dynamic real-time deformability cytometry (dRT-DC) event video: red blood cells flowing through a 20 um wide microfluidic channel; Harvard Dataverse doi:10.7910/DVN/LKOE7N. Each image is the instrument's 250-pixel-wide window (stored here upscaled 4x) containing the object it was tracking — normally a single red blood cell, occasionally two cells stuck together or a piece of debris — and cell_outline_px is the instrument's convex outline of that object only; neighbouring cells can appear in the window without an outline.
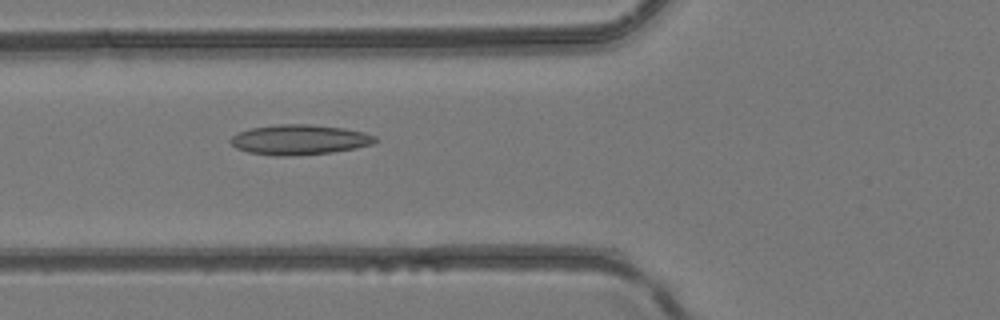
{"species": "common noctule bat (a hibernating species)", "species_latin": "Nyctalus noctula", "temperature_condition": "room temperature", "stored_images_in_passage": 48, "camera_frame_rate_fps": 3000, "um_per_image_px": 0.085, "animal": {"sex": "female", "body_mass_g": 24.6, "forearm_length_mm": 56.2}, "frame": {"image": 1, "passage_image": 19, "time_ms": 6.0, "image_size_px": [1000, 320], "cell_outline_px": [[380, 140], [372, 144], [356, 148], [332, 152], [288, 156], [276, 156], [248, 152], [236, 148], [228, 140], [236, 132], [248, 128], [276, 124], [308, 124], [344, 128], [364, 132], [376, 136]], "centroid_in_image_um": [25.43, 11.86], "position_along_channel_um": 100.4, "area_um2": 25.61}}
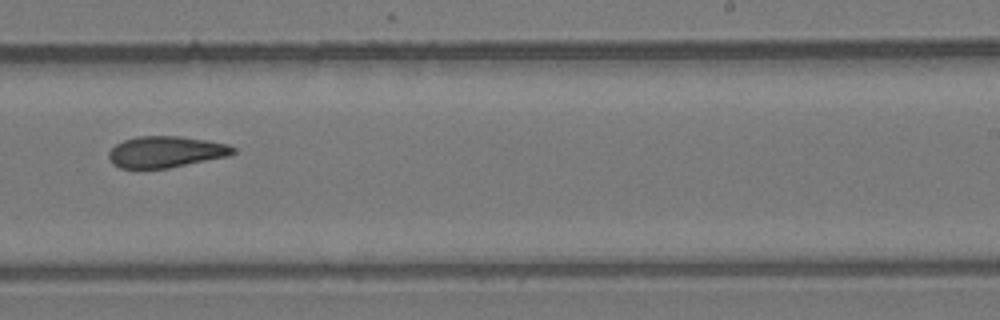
{"frame": {"image": 2, "passage_image": 31, "time_ms": 10.0, "image_size_px": [1000, 320], "cell_outline_px": [[236, 152], [228, 156], [168, 168], [120, 168], [112, 164], [108, 156], [108, 152], [116, 144], [124, 140], [136, 136], [180, 136], [228, 144], [236, 148]], "centroid_in_image_um": [14.08, 12.9], "position_along_channel_um": 274.9, "area_um2": 22.66}}
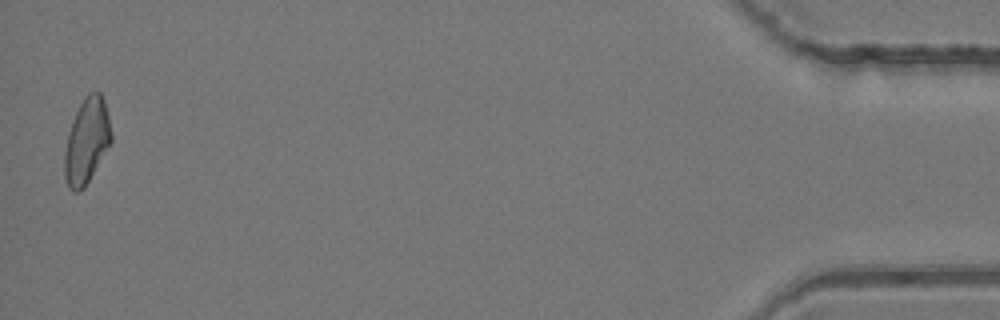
{"frame": {"image": 3, "passage_image": 48, "time_ms": 15.667, "image_size_px": [1000, 320], "cell_outline_px": [[112, 140], [84, 188], [76, 192], [72, 192], [68, 188], [64, 176], [64, 152], [68, 132], [72, 120], [84, 96], [88, 92], [100, 92], [104, 100], [112, 132]], "centroid_in_image_um": [7.35, 11.99], "position_along_channel_um": 427.9, "area_um2": 23.18}}